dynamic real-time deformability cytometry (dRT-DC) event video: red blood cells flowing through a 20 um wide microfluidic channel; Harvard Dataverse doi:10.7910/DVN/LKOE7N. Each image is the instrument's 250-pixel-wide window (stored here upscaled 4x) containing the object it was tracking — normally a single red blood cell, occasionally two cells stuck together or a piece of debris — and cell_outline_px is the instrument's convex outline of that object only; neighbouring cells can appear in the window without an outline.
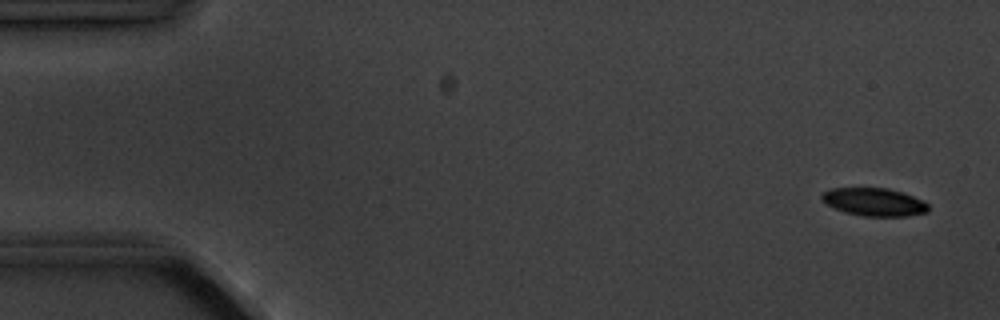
{"species": "common noctule bat (a hibernating species)", "species_latin": "Nyctalus noctula", "temperature_condition": "cold", "stored_images_in_passage": 4, "camera_frame_rate_fps": 3000, "um_per_image_px": 0.085, "animal": {"sex": "male", "body_mass_g": 20.1, "forearm_length_mm": 53.5}, "frame": {"image": 1, "passage_image": 1, "time_ms": 0.0, "image_size_px": [1000, 320], "cell_outline_px": [[928, 212], [908, 216], [864, 216], [844, 212], [820, 200], [820, 196], [824, 192], [832, 188], [888, 188], [924, 200], [928, 204]], "centroid_in_image_um": [74.31, 17.17], "position_along_channel_um": 10.7, "area_um2": 17.28}}
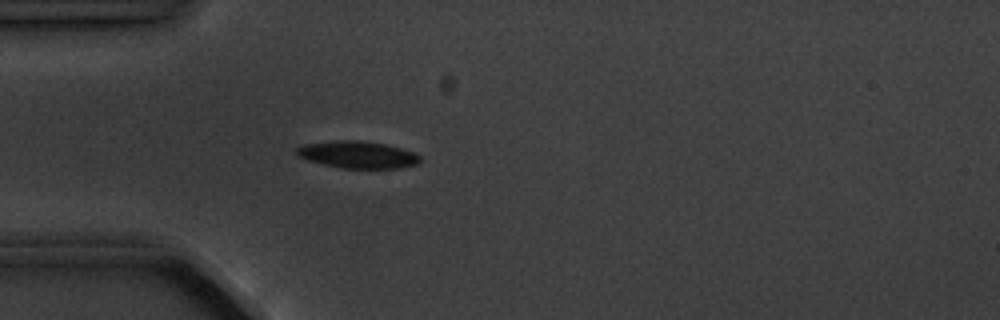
{"frame": {"image": 2, "passage_image": 4, "time_ms": 4.333, "image_size_px": [1000, 320], "cell_outline_px": [[420, 160], [416, 164], [400, 168], [340, 168], [308, 160], [296, 156], [296, 148], [304, 144], [336, 140], [360, 140], [384, 144], [400, 148], [412, 152], [420, 156]], "centroid_in_image_um": [30.36, 13.14], "position_along_channel_um": 54.6, "area_um2": 19.36}}